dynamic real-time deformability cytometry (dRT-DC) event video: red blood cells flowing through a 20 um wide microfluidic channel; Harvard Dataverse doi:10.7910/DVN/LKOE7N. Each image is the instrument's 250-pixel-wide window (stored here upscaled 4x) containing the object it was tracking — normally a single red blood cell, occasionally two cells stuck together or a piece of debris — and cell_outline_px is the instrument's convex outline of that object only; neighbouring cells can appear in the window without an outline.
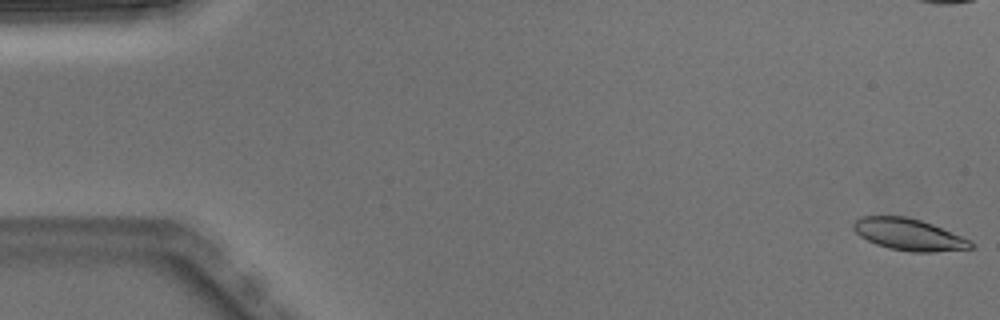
{"species": "Egyptian fruit bat (a non-hibernating species)", "species_latin": "Rousettus aegyptiacus", "temperature_condition": "warm", "stored_images_in_passage": 5, "camera_frame_rate_fps": 3000, "um_per_image_px": 0.085, "animal": {"sex": "male"}, "frame": {"image": 1, "passage_image": 1, "time_ms": 0.0, "image_size_px": [1000, 320], "cell_outline_px": [[976, 248], [936, 252], [912, 252], [888, 248], [876, 244], [860, 236], [852, 228], [852, 224], [860, 216], [908, 216], [932, 224], [972, 240], [976, 244]], "centroid_in_image_um": [77.3, 19.94], "position_along_channel_um": 7.7, "area_um2": 21.96}}
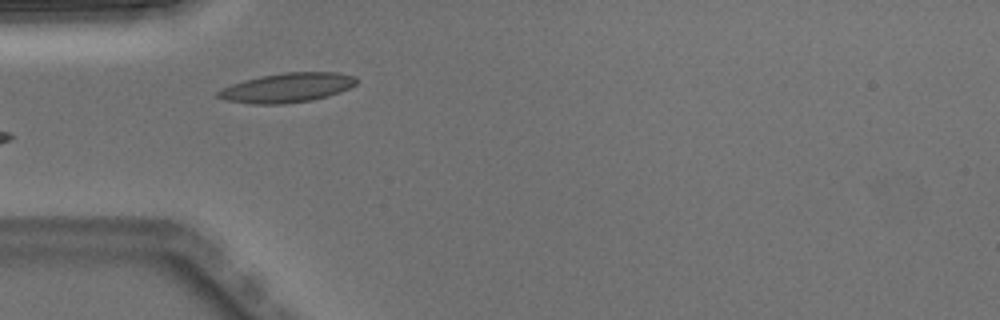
{"frame": {"image": 2, "passage_image": 4, "time_ms": 1.0, "image_size_px": [1000, 320], "cell_outline_px": [[356, 84], [340, 92], [328, 96], [312, 100], [284, 104], [252, 104], [224, 100], [216, 96], [216, 92], [220, 88], [244, 80], [260, 76], [284, 72], [336, 72], [356, 76]], "centroid_in_image_um": [24.37, 7.46], "position_along_channel_um": 60.6, "area_um2": 23.87}}